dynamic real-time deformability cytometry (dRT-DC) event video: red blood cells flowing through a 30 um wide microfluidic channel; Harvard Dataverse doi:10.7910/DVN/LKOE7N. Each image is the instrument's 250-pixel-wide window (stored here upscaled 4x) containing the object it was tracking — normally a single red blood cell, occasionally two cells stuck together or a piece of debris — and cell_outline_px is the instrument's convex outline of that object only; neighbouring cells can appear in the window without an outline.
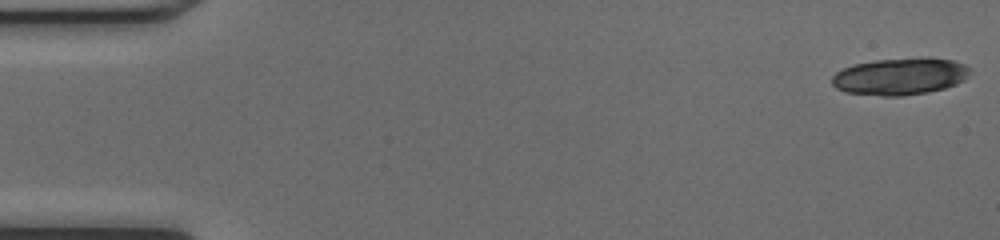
{"species": "common noctule bat (a hibernating species)", "species_latin": "Nyctalus noctula", "temperature_condition": "cold", "stored_images_in_passage": 17, "camera_frame_rate_fps": 3000, "um_per_image_px": 0.085, "animal": {"sex": "female", "body_mass_g": 17.0, "forearm_length_mm": 48.0}, "frame": {"image": 1, "passage_image": 1, "time_ms": 0.0, "image_size_px": [1000, 240], "cell_outline_px": [[972, 72], [964, 80], [956, 84], [944, 88], [928, 92], [900, 96], [880, 96], [844, 92], [836, 88], [832, 84], [832, 76], [836, 72], [852, 64], [876, 60], [956, 60], [972, 68]], "centroid_in_image_um": [76.48, 6.53], "position_along_channel_um": 8.5, "area_um2": 29.19}}